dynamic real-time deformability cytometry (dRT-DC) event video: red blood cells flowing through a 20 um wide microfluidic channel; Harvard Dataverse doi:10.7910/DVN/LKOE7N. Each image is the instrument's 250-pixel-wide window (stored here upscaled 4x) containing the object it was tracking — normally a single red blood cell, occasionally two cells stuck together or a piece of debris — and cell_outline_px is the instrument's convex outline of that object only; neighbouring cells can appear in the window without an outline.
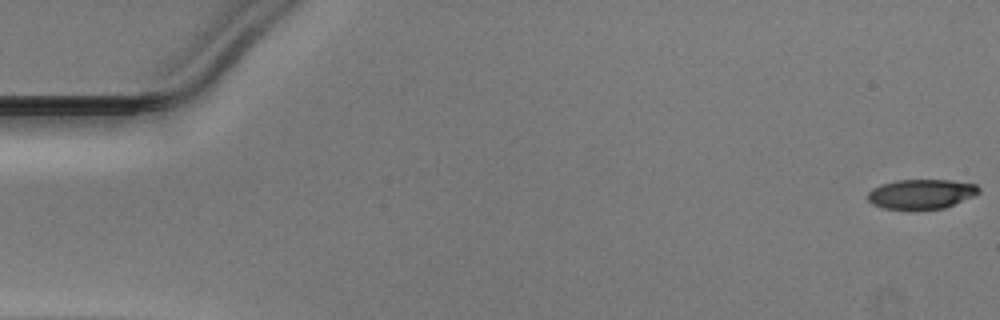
{"species": "Egyptian fruit bat (a non-hibernating species)", "species_latin": "Rousettus aegyptiacus", "temperature_condition": "warm", "stored_images_in_passage": 50, "camera_frame_rate_fps": 3000, "um_per_image_px": 0.085, "animal": {"sex": "male"}, "frame": {"image": 1, "passage_image": 1, "time_ms": 0.0, "image_size_px": [1000, 320], "cell_outline_px": [[980, 192], [972, 196], [944, 208], [912, 212], [880, 208], [872, 204], [868, 200], [868, 192], [872, 188], [880, 184], [896, 180], [952, 180], [976, 184], [980, 188]], "centroid_in_image_um": [78.25, 16.53], "position_along_channel_um": 6.8, "area_um2": 19.88}}
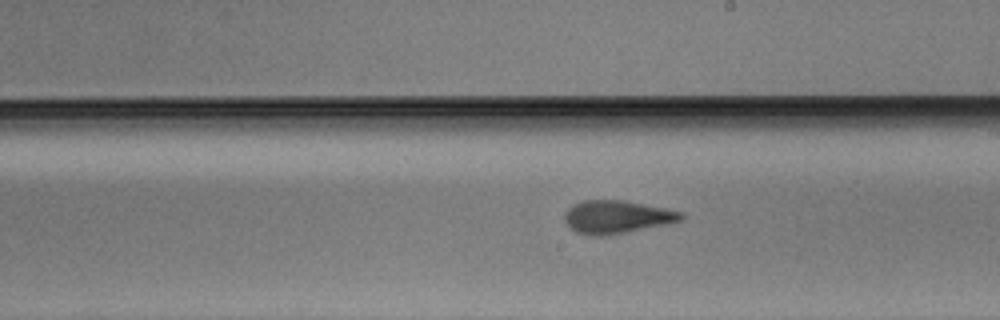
{"frame": {"image": 2, "passage_image": 29, "time_ms": 9.333, "image_size_px": [1000, 320], "cell_outline_px": [[684, 216], [680, 220], [664, 224], [624, 232], [600, 236], [592, 236], [576, 232], [564, 220], [564, 212], [572, 204], [584, 200], [620, 200], [664, 208], [680, 212]], "centroid_in_image_um": [52.34, 18.43], "position_along_channel_um": 236.7, "area_um2": 21.85}}
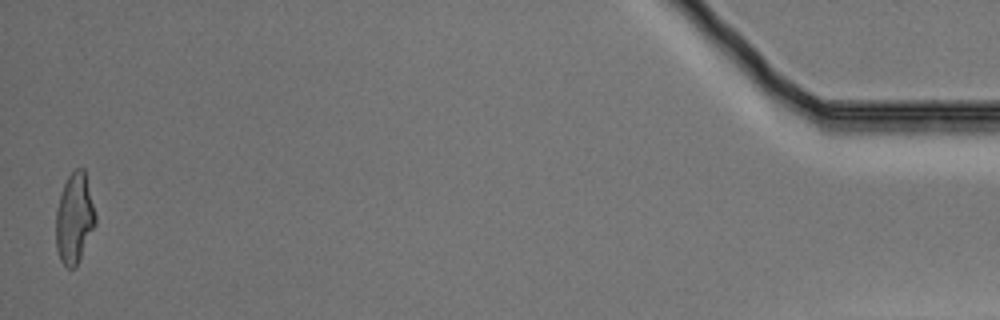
{"frame": {"image": 3, "passage_image": 50, "time_ms": 16.333, "image_size_px": [1000, 320], "cell_outline_px": [[96, 224], [76, 268], [68, 268], [60, 260], [56, 248], [56, 212], [60, 196], [64, 184], [68, 176], [76, 168], [84, 168], [96, 216]], "centroid_in_image_um": [6.33, 18.59], "position_along_channel_um": 428.9, "area_um2": 20.75}}